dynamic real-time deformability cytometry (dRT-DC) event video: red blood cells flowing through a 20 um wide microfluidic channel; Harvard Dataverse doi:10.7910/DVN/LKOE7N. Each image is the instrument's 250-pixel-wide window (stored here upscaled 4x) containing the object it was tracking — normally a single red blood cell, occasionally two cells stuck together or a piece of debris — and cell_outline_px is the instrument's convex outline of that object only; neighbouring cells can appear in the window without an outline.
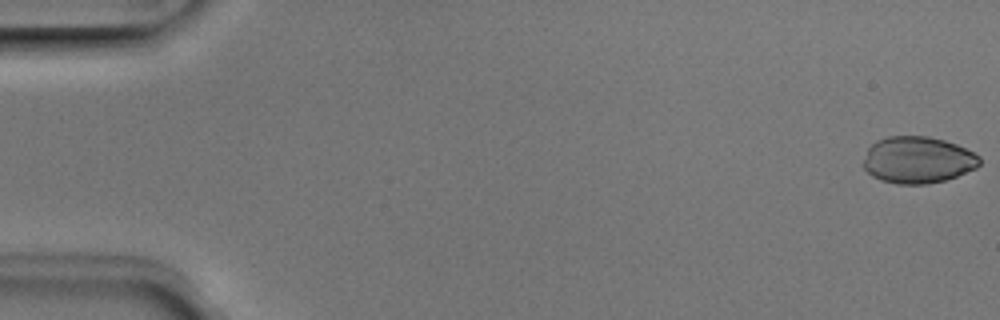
{"species": "Egyptian fruit bat (a non-hibernating species)", "species_latin": "Rousettus aegyptiacus", "temperature_condition": "room temperature", "stored_images_in_passage": 35, "camera_frame_rate_fps": 3000, "um_per_image_px": 0.085, "animal": {"sex": "male"}, "frame": {"image": 1, "passage_image": 1, "time_ms": 0.0, "image_size_px": [1000, 320], "cell_outline_px": [[980, 164], [976, 168], [956, 176], [944, 180], [928, 184], [896, 184], [880, 180], [872, 176], [864, 168], [864, 160], [868, 148], [876, 140], [888, 136], [928, 136], [944, 140], [956, 144], [980, 156]], "centroid_in_image_um": [78.0, 13.59], "position_along_channel_um": 7.0, "area_um2": 31.62}}